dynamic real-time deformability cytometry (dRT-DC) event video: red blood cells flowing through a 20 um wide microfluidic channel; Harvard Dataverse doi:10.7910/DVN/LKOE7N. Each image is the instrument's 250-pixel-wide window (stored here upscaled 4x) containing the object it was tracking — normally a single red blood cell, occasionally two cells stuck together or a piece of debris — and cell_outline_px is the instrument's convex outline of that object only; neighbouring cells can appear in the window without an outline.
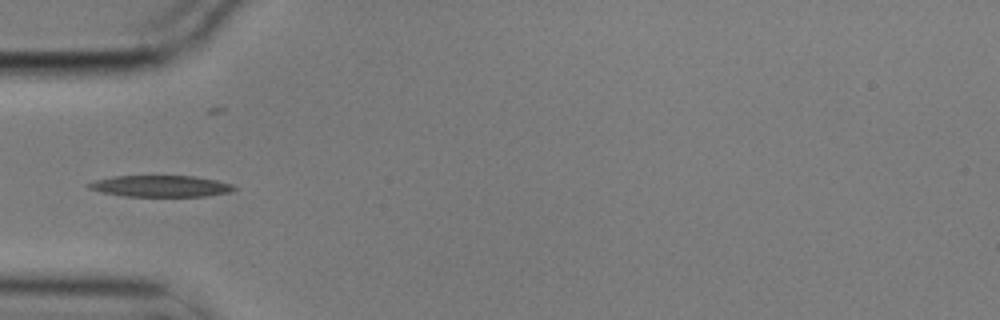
{"species": "common noctule bat (a hibernating species)", "species_latin": "Nyctalus noctula", "temperature_condition": "cold", "stored_images_in_passage": 10, "camera_frame_rate_fps": 3000, "um_per_image_px": 0.085, "animal": {"sex": "male", "body_mass_g": 17.9}, "frame": {"image": 1, "passage_image": 4, "time_ms": 1.0, "image_size_px": [1000, 320], "cell_outline_px": [[236, 188], [228, 192], [204, 196], [124, 196], [104, 192], [88, 188], [84, 184], [96, 180], [116, 176], [192, 176], [216, 180], [232, 184]], "centroid_in_image_um": [13.62, 15.82], "position_along_channel_um": 71.4, "area_um2": 17.86}}
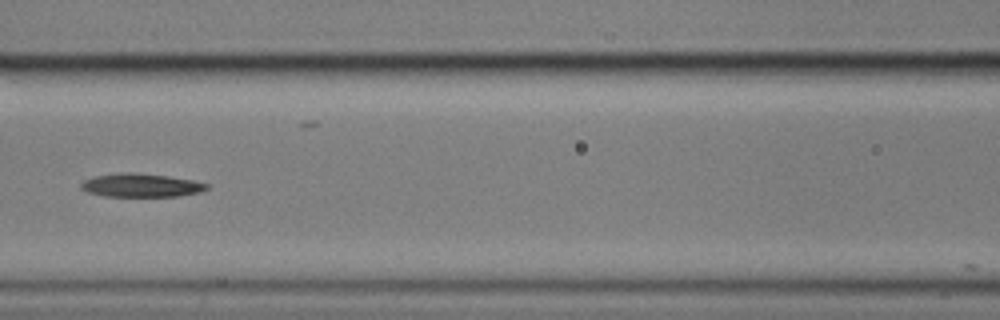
{"frame": {"image": 2, "passage_image": 6, "time_ms": 1.667, "image_size_px": [1000, 320], "cell_outline_px": [[208, 188], [200, 192], [176, 196], [104, 196], [88, 192], [80, 188], [80, 184], [84, 180], [96, 176], [120, 172], [132, 172], [168, 176], [192, 180], [208, 184]], "centroid_in_image_um": [11.97, 15.74], "position_along_channel_um": 154.6, "area_um2": 17.05}}
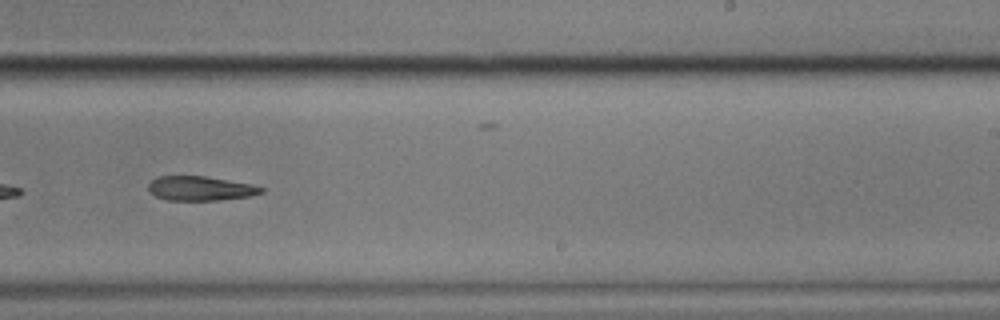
{"frame": {"image": 3, "passage_image": 9, "time_ms": 2.667, "image_size_px": [1000, 320], "cell_outline_px": [[264, 192], [252, 196], [216, 200], [168, 200], [156, 196], [148, 188], [148, 184], [156, 176], [204, 176], [252, 184], [264, 188]], "centroid_in_image_um": [17.05, 16.01], "position_along_channel_um": 271.9, "area_um2": 15.95}}